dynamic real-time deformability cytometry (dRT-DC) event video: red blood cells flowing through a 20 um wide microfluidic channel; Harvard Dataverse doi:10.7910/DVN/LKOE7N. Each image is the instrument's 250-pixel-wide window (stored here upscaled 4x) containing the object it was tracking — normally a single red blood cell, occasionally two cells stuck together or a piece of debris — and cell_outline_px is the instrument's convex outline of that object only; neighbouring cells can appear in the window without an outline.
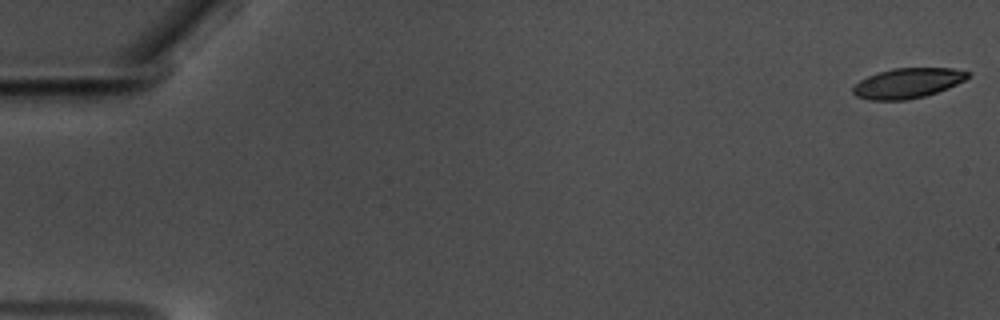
{"species": "common noctule bat (a hibernating species)", "species_latin": "Nyctalus noctula", "temperature_condition": "warm", "stored_images_in_passage": 58, "camera_frame_rate_fps": 3000, "um_per_image_px": 0.085, "animal": {"sex": "male", "body_mass_g": 17.5, "forearm_length_mm": 52.3}, "frame": {"image": 1, "passage_image": 1, "time_ms": 0.0, "image_size_px": [1000, 320], "cell_outline_px": [[972, 72], [964, 80], [948, 88], [924, 96], [908, 100], [872, 100], [856, 96], [852, 92], [852, 88], [860, 80], [868, 76], [892, 68], [952, 68]], "centroid_in_image_um": [77.15, 7.06], "position_along_channel_um": 7.8, "area_um2": 20.0}}
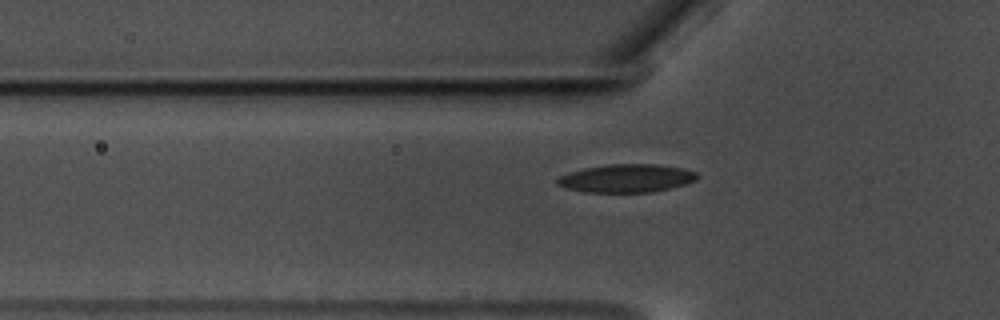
{"frame": {"image": 2, "passage_image": 20, "time_ms": 6.333, "image_size_px": [1000, 320], "cell_outline_px": [[700, 176], [696, 180], [684, 184], [652, 192], [584, 192], [568, 188], [556, 184], [556, 180], [560, 176], [568, 172], [584, 168], [608, 164], [656, 164], [684, 168], [696, 172]], "centroid_in_image_um": [53.25, 15.14], "position_along_channel_um": 72.5, "area_um2": 22.95}}
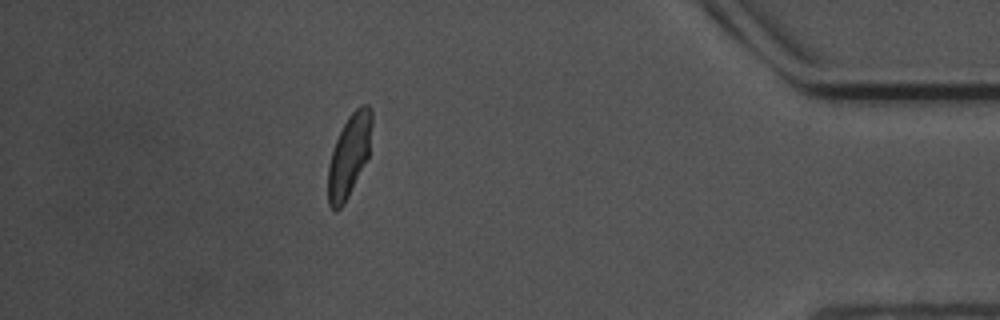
{"frame": {"image": 3, "passage_image": 52, "time_ms": 17.0, "image_size_px": [1000, 320], "cell_outline_px": [[372, 124], [368, 156], [348, 196], [340, 208], [336, 212], [328, 204], [328, 164], [332, 148], [348, 116], [360, 104], [368, 104], [372, 108]], "centroid_in_image_um": [29.67, 13.18], "position_along_channel_um": 405.5, "area_um2": 20.87}, "authors_computed_cell_mechanics": {"area_um2": 21.6461, "velocity_mm_per_s": 3.5378, "shape_relaxation_time_tau1_ms": 3.3855, "shape_relaxation_time_tau2_ms": 1.757, "deformation_change_tau1": 0.1327, "deformation_change_tau2": 0.0827}}